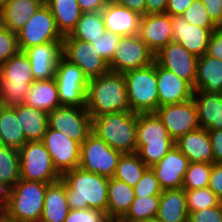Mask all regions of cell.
<instances>
[{"instance_id": "57", "label": "cell", "mask_w": 222, "mask_h": 222, "mask_svg": "<svg viewBox=\"0 0 222 222\" xmlns=\"http://www.w3.org/2000/svg\"><path fill=\"white\" fill-rule=\"evenodd\" d=\"M137 222H159V221L156 218H149V219H144Z\"/></svg>"}, {"instance_id": "32", "label": "cell", "mask_w": 222, "mask_h": 222, "mask_svg": "<svg viewBox=\"0 0 222 222\" xmlns=\"http://www.w3.org/2000/svg\"><path fill=\"white\" fill-rule=\"evenodd\" d=\"M107 197V216H124L135 198L134 188L112 177L109 178Z\"/></svg>"}, {"instance_id": "38", "label": "cell", "mask_w": 222, "mask_h": 222, "mask_svg": "<svg viewBox=\"0 0 222 222\" xmlns=\"http://www.w3.org/2000/svg\"><path fill=\"white\" fill-rule=\"evenodd\" d=\"M160 195L135 197L127 213L123 216L131 222L156 218Z\"/></svg>"}, {"instance_id": "50", "label": "cell", "mask_w": 222, "mask_h": 222, "mask_svg": "<svg viewBox=\"0 0 222 222\" xmlns=\"http://www.w3.org/2000/svg\"><path fill=\"white\" fill-rule=\"evenodd\" d=\"M207 131L211 139L214 163H222V129Z\"/></svg>"}, {"instance_id": "18", "label": "cell", "mask_w": 222, "mask_h": 222, "mask_svg": "<svg viewBox=\"0 0 222 222\" xmlns=\"http://www.w3.org/2000/svg\"><path fill=\"white\" fill-rule=\"evenodd\" d=\"M140 39L156 54L173 41L172 16L166 13L145 14L141 17Z\"/></svg>"}, {"instance_id": "35", "label": "cell", "mask_w": 222, "mask_h": 222, "mask_svg": "<svg viewBox=\"0 0 222 222\" xmlns=\"http://www.w3.org/2000/svg\"><path fill=\"white\" fill-rule=\"evenodd\" d=\"M105 31L104 20L101 12L81 13L75 29L64 39H78L91 43Z\"/></svg>"}, {"instance_id": "26", "label": "cell", "mask_w": 222, "mask_h": 222, "mask_svg": "<svg viewBox=\"0 0 222 222\" xmlns=\"http://www.w3.org/2000/svg\"><path fill=\"white\" fill-rule=\"evenodd\" d=\"M193 90L222 94V60L206 54L198 58Z\"/></svg>"}, {"instance_id": "27", "label": "cell", "mask_w": 222, "mask_h": 222, "mask_svg": "<svg viewBox=\"0 0 222 222\" xmlns=\"http://www.w3.org/2000/svg\"><path fill=\"white\" fill-rule=\"evenodd\" d=\"M193 99L198 110L200 128L222 129V94H209L194 90Z\"/></svg>"}, {"instance_id": "34", "label": "cell", "mask_w": 222, "mask_h": 222, "mask_svg": "<svg viewBox=\"0 0 222 222\" xmlns=\"http://www.w3.org/2000/svg\"><path fill=\"white\" fill-rule=\"evenodd\" d=\"M47 5L61 35H70L82 13L77 0H50Z\"/></svg>"}, {"instance_id": "33", "label": "cell", "mask_w": 222, "mask_h": 222, "mask_svg": "<svg viewBox=\"0 0 222 222\" xmlns=\"http://www.w3.org/2000/svg\"><path fill=\"white\" fill-rule=\"evenodd\" d=\"M14 107L0 104V145L19 150L26 143Z\"/></svg>"}, {"instance_id": "19", "label": "cell", "mask_w": 222, "mask_h": 222, "mask_svg": "<svg viewBox=\"0 0 222 222\" xmlns=\"http://www.w3.org/2000/svg\"><path fill=\"white\" fill-rule=\"evenodd\" d=\"M189 159L176 147L150 168L153 170L162 190L182 188L189 166Z\"/></svg>"}, {"instance_id": "36", "label": "cell", "mask_w": 222, "mask_h": 222, "mask_svg": "<svg viewBox=\"0 0 222 222\" xmlns=\"http://www.w3.org/2000/svg\"><path fill=\"white\" fill-rule=\"evenodd\" d=\"M147 168L148 167L136 153L122 154L119 158L113 178L134 187Z\"/></svg>"}, {"instance_id": "30", "label": "cell", "mask_w": 222, "mask_h": 222, "mask_svg": "<svg viewBox=\"0 0 222 222\" xmlns=\"http://www.w3.org/2000/svg\"><path fill=\"white\" fill-rule=\"evenodd\" d=\"M23 104L48 114L61 106L55 78L34 81L26 93Z\"/></svg>"}, {"instance_id": "47", "label": "cell", "mask_w": 222, "mask_h": 222, "mask_svg": "<svg viewBox=\"0 0 222 222\" xmlns=\"http://www.w3.org/2000/svg\"><path fill=\"white\" fill-rule=\"evenodd\" d=\"M208 188L222 201V163H213Z\"/></svg>"}, {"instance_id": "39", "label": "cell", "mask_w": 222, "mask_h": 222, "mask_svg": "<svg viewBox=\"0 0 222 222\" xmlns=\"http://www.w3.org/2000/svg\"><path fill=\"white\" fill-rule=\"evenodd\" d=\"M212 164L190 162L183 179L184 190L206 188L209 184Z\"/></svg>"}, {"instance_id": "14", "label": "cell", "mask_w": 222, "mask_h": 222, "mask_svg": "<svg viewBox=\"0 0 222 222\" xmlns=\"http://www.w3.org/2000/svg\"><path fill=\"white\" fill-rule=\"evenodd\" d=\"M155 113L174 141L200 128L198 110L193 98L181 103L159 106Z\"/></svg>"}, {"instance_id": "40", "label": "cell", "mask_w": 222, "mask_h": 222, "mask_svg": "<svg viewBox=\"0 0 222 222\" xmlns=\"http://www.w3.org/2000/svg\"><path fill=\"white\" fill-rule=\"evenodd\" d=\"M188 212L218 206L221 200L208 188L185 190Z\"/></svg>"}, {"instance_id": "59", "label": "cell", "mask_w": 222, "mask_h": 222, "mask_svg": "<svg viewBox=\"0 0 222 222\" xmlns=\"http://www.w3.org/2000/svg\"><path fill=\"white\" fill-rule=\"evenodd\" d=\"M39 1L42 5H47L50 0H37Z\"/></svg>"}, {"instance_id": "8", "label": "cell", "mask_w": 222, "mask_h": 222, "mask_svg": "<svg viewBox=\"0 0 222 222\" xmlns=\"http://www.w3.org/2000/svg\"><path fill=\"white\" fill-rule=\"evenodd\" d=\"M18 152L20 179L50 184L62 178L42 141L26 142Z\"/></svg>"}, {"instance_id": "15", "label": "cell", "mask_w": 222, "mask_h": 222, "mask_svg": "<svg viewBox=\"0 0 222 222\" xmlns=\"http://www.w3.org/2000/svg\"><path fill=\"white\" fill-rule=\"evenodd\" d=\"M198 58L176 41L170 42L154 55L158 65L172 71L192 87L196 80Z\"/></svg>"}, {"instance_id": "58", "label": "cell", "mask_w": 222, "mask_h": 222, "mask_svg": "<svg viewBox=\"0 0 222 222\" xmlns=\"http://www.w3.org/2000/svg\"><path fill=\"white\" fill-rule=\"evenodd\" d=\"M0 222H9L4 214H0Z\"/></svg>"}, {"instance_id": "7", "label": "cell", "mask_w": 222, "mask_h": 222, "mask_svg": "<svg viewBox=\"0 0 222 222\" xmlns=\"http://www.w3.org/2000/svg\"><path fill=\"white\" fill-rule=\"evenodd\" d=\"M130 110L135 113L155 112L159 107L156 62L124 73Z\"/></svg>"}, {"instance_id": "6", "label": "cell", "mask_w": 222, "mask_h": 222, "mask_svg": "<svg viewBox=\"0 0 222 222\" xmlns=\"http://www.w3.org/2000/svg\"><path fill=\"white\" fill-rule=\"evenodd\" d=\"M49 183L20 179L12 188L4 213L9 222H40Z\"/></svg>"}, {"instance_id": "22", "label": "cell", "mask_w": 222, "mask_h": 222, "mask_svg": "<svg viewBox=\"0 0 222 222\" xmlns=\"http://www.w3.org/2000/svg\"><path fill=\"white\" fill-rule=\"evenodd\" d=\"M159 106L181 103L193 98V87L172 71L156 63Z\"/></svg>"}, {"instance_id": "10", "label": "cell", "mask_w": 222, "mask_h": 222, "mask_svg": "<svg viewBox=\"0 0 222 222\" xmlns=\"http://www.w3.org/2000/svg\"><path fill=\"white\" fill-rule=\"evenodd\" d=\"M63 39L48 5H41L17 31L19 51L48 42H62Z\"/></svg>"}, {"instance_id": "25", "label": "cell", "mask_w": 222, "mask_h": 222, "mask_svg": "<svg viewBox=\"0 0 222 222\" xmlns=\"http://www.w3.org/2000/svg\"><path fill=\"white\" fill-rule=\"evenodd\" d=\"M70 210L67 203L65 181L61 178L48 184L40 222H64Z\"/></svg>"}, {"instance_id": "24", "label": "cell", "mask_w": 222, "mask_h": 222, "mask_svg": "<svg viewBox=\"0 0 222 222\" xmlns=\"http://www.w3.org/2000/svg\"><path fill=\"white\" fill-rule=\"evenodd\" d=\"M175 146L189 162L214 163L211 139L207 129L198 128L179 137Z\"/></svg>"}, {"instance_id": "23", "label": "cell", "mask_w": 222, "mask_h": 222, "mask_svg": "<svg viewBox=\"0 0 222 222\" xmlns=\"http://www.w3.org/2000/svg\"><path fill=\"white\" fill-rule=\"evenodd\" d=\"M105 31L120 35L132 36L139 33L142 15L127 7L117 5L111 0L101 10Z\"/></svg>"}, {"instance_id": "16", "label": "cell", "mask_w": 222, "mask_h": 222, "mask_svg": "<svg viewBox=\"0 0 222 222\" xmlns=\"http://www.w3.org/2000/svg\"><path fill=\"white\" fill-rule=\"evenodd\" d=\"M42 142L49 152L56 170L63 175L79 167L81 144L64 133L47 128Z\"/></svg>"}, {"instance_id": "3", "label": "cell", "mask_w": 222, "mask_h": 222, "mask_svg": "<svg viewBox=\"0 0 222 222\" xmlns=\"http://www.w3.org/2000/svg\"><path fill=\"white\" fill-rule=\"evenodd\" d=\"M138 113L122 111L92 118V132L122 154L136 153Z\"/></svg>"}, {"instance_id": "44", "label": "cell", "mask_w": 222, "mask_h": 222, "mask_svg": "<svg viewBox=\"0 0 222 222\" xmlns=\"http://www.w3.org/2000/svg\"><path fill=\"white\" fill-rule=\"evenodd\" d=\"M19 51L17 33L0 26V65Z\"/></svg>"}, {"instance_id": "53", "label": "cell", "mask_w": 222, "mask_h": 222, "mask_svg": "<svg viewBox=\"0 0 222 222\" xmlns=\"http://www.w3.org/2000/svg\"><path fill=\"white\" fill-rule=\"evenodd\" d=\"M113 3L127 7L128 9L139 13L140 15L146 14V0H111Z\"/></svg>"}, {"instance_id": "17", "label": "cell", "mask_w": 222, "mask_h": 222, "mask_svg": "<svg viewBox=\"0 0 222 222\" xmlns=\"http://www.w3.org/2000/svg\"><path fill=\"white\" fill-rule=\"evenodd\" d=\"M62 56L78 65L88 79L99 77L109 71L108 63L98 55L89 42L78 39H63Z\"/></svg>"}, {"instance_id": "60", "label": "cell", "mask_w": 222, "mask_h": 222, "mask_svg": "<svg viewBox=\"0 0 222 222\" xmlns=\"http://www.w3.org/2000/svg\"><path fill=\"white\" fill-rule=\"evenodd\" d=\"M4 1H6V0H0V5H1Z\"/></svg>"}, {"instance_id": "13", "label": "cell", "mask_w": 222, "mask_h": 222, "mask_svg": "<svg viewBox=\"0 0 222 222\" xmlns=\"http://www.w3.org/2000/svg\"><path fill=\"white\" fill-rule=\"evenodd\" d=\"M154 55L138 34L121 36L108 67L110 71L124 74L150 65L154 62Z\"/></svg>"}, {"instance_id": "55", "label": "cell", "mask_w": 222, "mask_h": 222, "mask_svg": "<svg viewBox=\"0 0 222 222\" xmlns=\"http://www.w3.org/2000/svg\"><path fill=\"white\" fill-rule=\"evenodd\" d=\"M11 186L0 181V214H4L9 203Z\"/></svg>"}, {"instance_id": "5", "label": "cell", "mask_w": 222, "mask_h": 222, "mask_svg": "<svg viewBox=\"0 0 222 222\" xmlns=\"http://www.w3.org/2000/svg\"><path fill=\"white\" fill-rule=\"evenodd\" d=\"M34 81L28 57L24 51H18L0 65V104L5 107L23 104Z\"/></svg>"}, {"instance_id": "20", "label": "cell", "mask_w": 222, "mask_h": 222, "mask_svg": "<svg viewBox=\"0 0 222 222\" xmlns=\"http://www.w3.org/2000/svg\"><path fill=\"white\" fill-rule=\"evenodd\" d=\"M218 27H200L189 24L182 16H172L173 41L200 57L206 53L212 32Z\"/></svg>"}, {"instance_id": "37", "label": "cell", "mask_w": 222, "mask_h": 222, "mask_svg": "<svg viewBox=\"0 0 222 222\" xmlns=\"http://www.w3.org/2000/svg\"><path fill=\"white\" fill-rule=\"evenodd\" d=\"M20 180L19 152L15 148H0V181L13 187Z\"/></svg>"}, {"instance_id": "46", "label": "cell", "mask_w": 222, "mask_h": 222, "mask_svg": "<svg viewBox=\"0 0 222 222\" xmlns=\"http://www.w3.org/2000/svg\"><path fill=\"white\" fill-rule=\"evenodd\" d=\"M188 222H222V205L189 213Z\"/></svg>"}, {"instance_id": "56", "label": "cell", "mask_w": 222, "mask_h": 222, "mask_svg": "<svg viewBox=\"0 0 222 222\" xmlns=\"http://www.w3.org/2000/svg\"><path fill=\"white\" fill-rule=\"evenodd\" d=\"M104 222H131L123 216H106Z\"/></svg>"}, {"instance_id": "31", "label": "cell", "mask_w": 222, "mask_h": 222, "mask_svg": "<svg viewBox=\"0 0 222 222\" xmlns=\"http://www.w3.org/2000/svg\"><path fill=\"white\" fill-rule=\"evenodd\" d=\"M14 110L26 141H42L48 128V113L24 104L15 106Z\"/></svg>"}, {"instance_id": "49", "label": "cell", "mask_w": 222, "mask_h": 222, "mask_svg": "<svg viewBox=\"0 0 222 222\" xmlns=\"http://www.w3.org/2000/svg\"><path fill=\"white\" fill-rule=\"evenodd\" d=\"M211 20L220 27L222 25V0H201Z\"/></svg>"}, {"instance_id": "54", "label": "cell", "mask_w": 222, "mask_h": 222, "mask_svg": "<svg viewBox=\"0 0 222 222\" xmlns=\"http://www.w3.org/2000/svg\"><path fill=\"white\" fill-rule=\"evenodd\" d=\"M168 0H146V14L165 13Z\"/></svg>"}, {"instance_id": "43", "label": "cell", "mask_w": 222, "mask_h": 222, "mask_svg": "<svg viewBox=\"0 0 222 222\" xmlns=\"http://www.w3.org/2000/svg\"><path fill=\"white\" fill-rule=\"evenodd\" d=\"M133 188L135 197H147L160 195L162 193L158 179L150 167L144 171L141 179Z\"/></svg>"}, {"instance_id": "4", "label": "cell", "mask_w": 222, "mask_h": 222, "mask_svg": "<svg viewBox=\"0 0 222 222\" xmlns=\"http://www.w3.org/2000/svg\"><path fill=\"white\" fill-rule=\"evenodd\" d=\"M174 146L175 141L155 112L138 113L136 154L147 167L159 162Z\"/></svg>"}, {"instance_id": "51", "label": "cell", "mask_w": 222, "mask_h": 222, "mask_svg": "<svg viewBox=\"0 0 222 222\" xmlns=\"http://www.w3.org/2000/svg\"><path fill=\"white\" fill-rule=\"evenodd\" d=\"M194 0H168L165 13L170 16H181Z\"/></svg>"}, {"instance_id": "12", "label": "cell", "mask_w": 222, "mask_h": 222, "mask_svg": "<svg viewBox=\"0 0 222 222\" xmlns=\"http://www.w3.org/2000/svg\"><path fill=\"white\" fill-rule=\"evenodd\" d=\"M48 127L82 144L92 132V117L86 107L61 105L48 114Z\"/></svg>"}, {"instance_id": "45", "label": "cell", "mask_w": 222, "mask_h": 222, "mask_svg": "<svg viewBox=\"0 0 222 222\" xmlns=\"http://www.w3.org/2000/svg\"><path fill=\"white\" fill-rule=\"evenodd\" d=\"M106 213L96 209H71L64 222H104Z\"/></svg>"}, {"instance_id": "42", "label": "cell", "mask_w": 222, "mask_h": 222, "mask_svg": "<svg viewBox=\"0 0 222 222\" xmlns=\"http://www.w3.org/2000/svg\"><path fill=\"white\" fill-rule=\"evenodd\" d=\"M120 38V35L104 31L102 35L91 42V45L94 46L98 55L109 64L116 51V46Z\"/></svg>"}, {"instance_id": "29", "label": "cell", "mask_w": 222, "mask_h": 222, "mask_svg": "<svg viewBox=\"0 0 222 222\" xmlns=\"http://www.w3.org/2000/svg\"><path fill=\"white\" fill-rule=\"evenodd\" d=\"M42 4L37 0H6L0 5L1 23L17 33Z\"/></svg>"}, {"instance_id": "2", "label": "cell", "mask_w": 222, "mask_h": 222, "mask_svg": "<svg viewBox=\"0 0 222 222\" xmlns=\"http://www.w3.org/2000/svg\"><path fill=\"white\" fill-rule=\"evenodd\" d=\"M86 109L92 118L106 113L131 111L124 74L109 70L99 77L89 79Z\"/></svg>"}, {"instance_id": "48", "label": "cell", "mask_w": 222, "mask_h": 222, "mask_svg": "<svg viewBox=\"0 0 222 222\" xmlns=\"http://www.w3.org/2000/svg\"><path fill=\"white\" fill-rule=\"evenodd\" d=\"M205 54L222 60V28L218 27L212 32Z\"/></svg>"}, {"instance_id": "11", "label": "cell", "mask_w": 222, "mask_h": 222, "mask_svg": "<svg viewBox=\"0 0 222 222\" xmlns=\"http://www.w3.org/2000/svg\"><path fill=\"white\" fill-rule=\"evenodd\" d=\"M55 81L61 105L86 107V91L89 79L82 69L63 56L59 59Z\"/></svg>"}, {"instance_id": "1", "label": "cell", "mask_w": 222, "mask_h": 222, "mask_svg": "<svg viewBox=\"0 0 222 222\" xmlns=\"http://www.w3.org/2000/svg\"><path fill=\"white\" fill-rule=\"evenodd\" d=\"M70 209H96L107 216L109 178L74 168L62 175Z\"/></svg>"}, {"instance_id": "21", "label": "cell", "mask_w": 222, "mask_h": 222, "mask_svg": "<svg viewBox=\"0 0 222 222\" xmlns=\"http://www.w3.org/2000/svg\"><path fill=\"white\" fill-rule=\"evenodd\" d=\"M29 59L35 81L55 78L59 59L62 57V42H48L24 50Z\"/></svg>"}, {"instance_id": "52", "label": "cell", "mask_w": 222, "mask_h": 222, "mask_svg": "<svg viewBox=\"0 0 222 222\" xmlns=\"http://www.w3.org/2000/svg\"><path fill=\"white\" fill-rule=\"evenodd\" d=\"M110 0H77L82 13L101 12Z\"/></svg>"}, {"instance_id": "41", "label": "cell", "mask_w": 222, "mask_h": 222, "mask_svg": "<svg viewBox=\"0 0 222 222\" xmlns=\"http://www.w3.org/2000/svg\"><path fill=\"white\" fill-rule=\"evenodd\" d=\"M181 16L189 24H194L200 27H218L209 17L201 0H194Z\"/></svg>"}, {"instance_id": "9", "label": "cell", "mask_w": 222, "mask_h": 222, "mask_svg": "<svg viewBox=\"0 0 222 222\" xmlns=\"http://www.w3.org/2000/svg\"><path fill=\"white\" fill-rule=\"evenodd\" d=\"M122 153L91 132L81 144L79 168L112 178Z\"/></svg>"}, {"instance_id": "28", "label": "cell", "mask_w": 222, "mask_h": 222, "mask_svg": "<svg viewBox=\"0 0 222 222\" xmlns=\"http://www.w3.org/2000/svg\"><path fill=\"white\" fill-rule=\"evenodd\" d=\"M188 216L185 190H162L156 219L159 222H188Z\"/></svg>"}]
</instances>
